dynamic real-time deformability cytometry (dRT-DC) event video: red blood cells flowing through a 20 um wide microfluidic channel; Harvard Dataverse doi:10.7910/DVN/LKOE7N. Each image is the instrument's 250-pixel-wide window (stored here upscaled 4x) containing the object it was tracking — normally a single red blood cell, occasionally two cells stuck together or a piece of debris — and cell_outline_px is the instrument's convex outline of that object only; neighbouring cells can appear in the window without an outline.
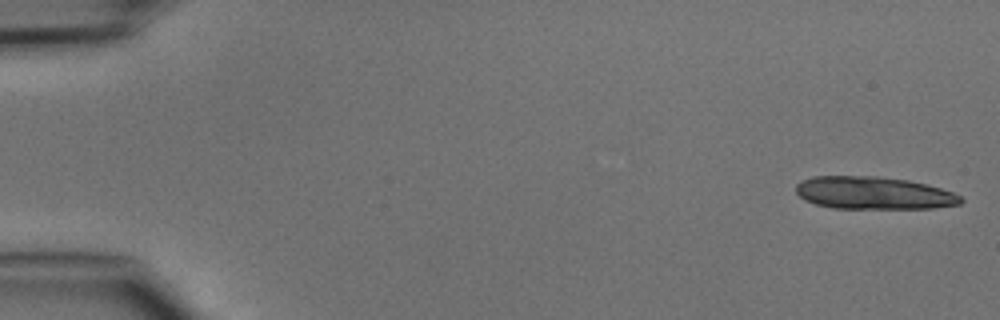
{"species": "common noctule bat (a hibernating species)", "species_latin": "Nyctalus noctula", "temperature_condition": "cold", "stored_images_in_passage": 11, "camera_frame_rate_fps": 3000, "um_per_image_px": 0.085, "animal": {"sex": "male", "body_mass_g": 15.6}, "frame": {"image": 1, "passage_image": 1, "time_ms": 0.0, "image_size_px": [1000, 320], "cell_outline_px": [[964, 200], [960, 204], [932, 208], [832, 208], [816, 204], [804, 200], [796, 192], [796, 184], [812, 176], [876, 176], [908, 180], [940, 188], [952, 192], [960, 196]], "centroid_in_image_um": [74.24, 16.4], "position_along_channel_um": 10.8, "area_um2": 31.15}}